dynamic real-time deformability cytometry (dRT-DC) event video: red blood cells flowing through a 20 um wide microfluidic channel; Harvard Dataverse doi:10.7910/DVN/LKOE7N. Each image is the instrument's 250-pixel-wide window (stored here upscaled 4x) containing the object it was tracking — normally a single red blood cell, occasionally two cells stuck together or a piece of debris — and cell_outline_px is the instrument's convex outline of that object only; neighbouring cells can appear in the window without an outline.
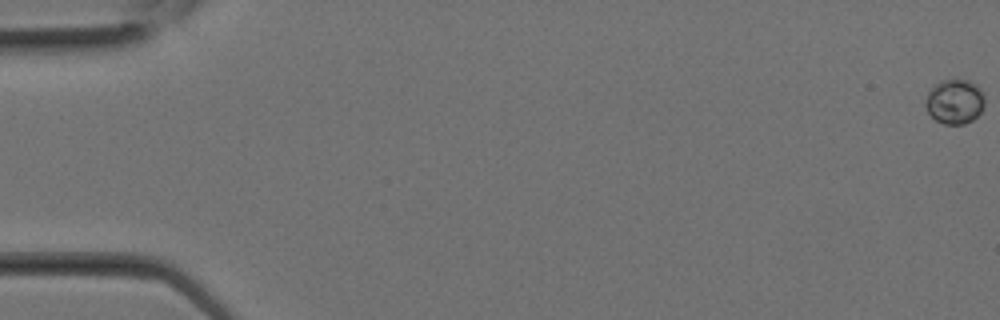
{"species": "Egyptian fruit bat (a non-hibernating species)", "species_latin": "Rousettus aegyptiacus", "temperature_condition": "room temperature", "stored_images_in_passage": 4, "camera_frame_rate_fps": 3000, "um_per_image_px": 0.085, "animal": {"sex": "female"}, "frame": {"image": 1, "passage_image": 1, "time_ms": 0.0, "image_size_px": [1000, 320], "cell_outline_px": [[984, 104], [980, 112], [972, 120], [964, 124], [944, 124], [936, 120], [928, 112], [924, 104], [924, 96], [940, 80], [968, 80], [976, 84], [980, 88], [984, 96]], "centroid_in_image_um": [81.13, 8.63], "position_along_channel_um": 3.9, "area_um2": 15.43}}